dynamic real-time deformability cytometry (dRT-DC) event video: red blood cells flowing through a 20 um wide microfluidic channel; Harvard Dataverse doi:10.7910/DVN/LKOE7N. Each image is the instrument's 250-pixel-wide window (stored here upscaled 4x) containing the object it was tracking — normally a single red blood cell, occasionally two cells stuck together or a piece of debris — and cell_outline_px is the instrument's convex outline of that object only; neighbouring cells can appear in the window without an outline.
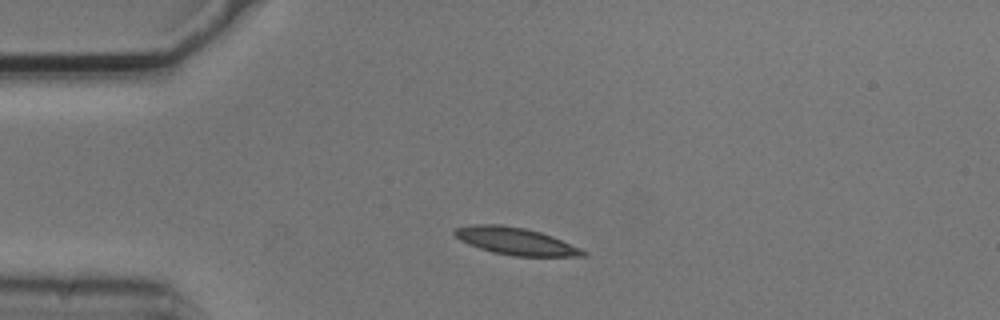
{"species": "common noctule bat (a hibernating species)", "species_latin": "Nyctalus noctula", "temperature_condition": "cold", "stored_images_in_passage": 5, "camera_frame_rate_fps": 3000, "um_per_image_px": 0.085, "animal": {"sex": "male", "body_mass_g": 20.5, "forearm_length_mm": 52.5}, "frame": {"image": 1, "passage_image": 2, "time_ms": 0.333, "image_size_px": [1000, 320], "cell_outline_px": [[588, 256], [512, 256], [492, 252], [480, 248], [460, 240], [452, 232], [456, 228], [472, 224], [500, 224], [524, 228], [540, 232], [552, 236], [580, 248], [588, 252]], "centroid_in_image_um": [43.83, 20.5], "position_along_channel_um": 41.2, "area_um2": 20.29}}